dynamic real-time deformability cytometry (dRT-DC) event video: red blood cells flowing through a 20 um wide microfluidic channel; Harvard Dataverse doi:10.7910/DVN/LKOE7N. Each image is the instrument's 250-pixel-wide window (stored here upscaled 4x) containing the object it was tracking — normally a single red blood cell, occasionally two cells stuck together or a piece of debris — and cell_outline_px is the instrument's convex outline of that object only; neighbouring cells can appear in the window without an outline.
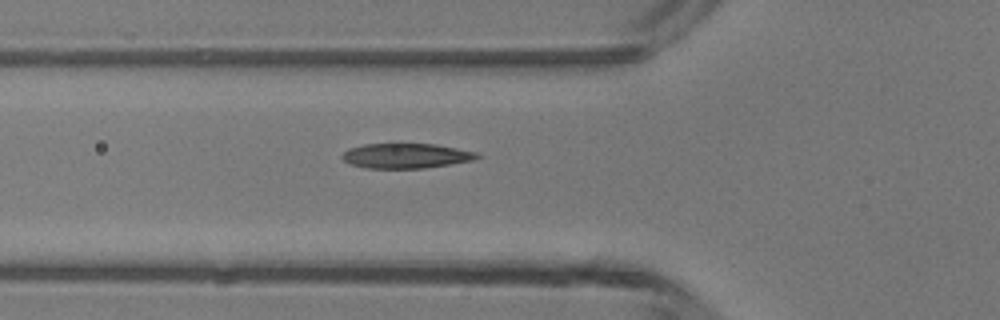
{"species": "common noctule bat (a hibernating species)", "species_latin": "Nyctalus noctula", "temperature_condition": "room temperature", "stored_images_in_passage": 5, "camera_frame_rate_fps": 3000, "um_per_image_px": 0.085, "animal": {"sex": "male", "body_mass_g": 13.3}, "frame": {"image": 1, "passage_image": 5, "time_ms": 4.667, "image_size_px": [1000, 320], "cell_outline_px": [[484, 156], [472, 160], [424, 168], [364, 168], [352, 164], [344, 160], [340, 156], [348, 148], [364, 144], [400, 140], [436, 144], [480, 152]], "centroid_in_image_um": [34.52, 13.18], "position_along_channel_um": 91.3, "area_um2": 20.69}}